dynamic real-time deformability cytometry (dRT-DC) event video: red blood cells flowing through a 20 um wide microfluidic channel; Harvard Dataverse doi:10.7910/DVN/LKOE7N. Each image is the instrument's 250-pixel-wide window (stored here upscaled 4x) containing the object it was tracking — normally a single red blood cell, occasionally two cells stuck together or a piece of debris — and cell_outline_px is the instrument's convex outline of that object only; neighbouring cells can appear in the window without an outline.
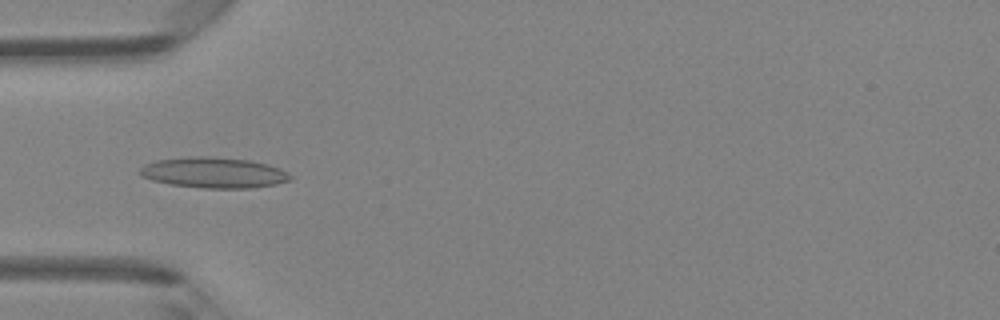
{"species": "Egyptian fruit bat (a non-hibernating species)", "species_latin": "Rousettus aegyptiacus", "temperature_condition": "room temperature", "stored_images_in_passage": 47, "camera_frame_rate_fps": 3000, "um_per_image_px": 0.085, "animal": {"sex": "female"}, "frame": {"image": 1, "passage_image": 15, "time_ms": 4.667, "image_size_px": [1000, 320], "cell_outline_px": [[292, 180], [276, 184], [252, 188], [204, 188], [172, 184], [152, 180], [140, 176], [140, 168], [144, 164], [156, 160], [188, 156], [212, 156], [252, 160], [268, 164], [280, 168], [288, 172], [292, 176]], "centroid_in_image_um": [18.2, 14.66], "position_along_channel_um": 66.8, "area_um2": 27.17}}
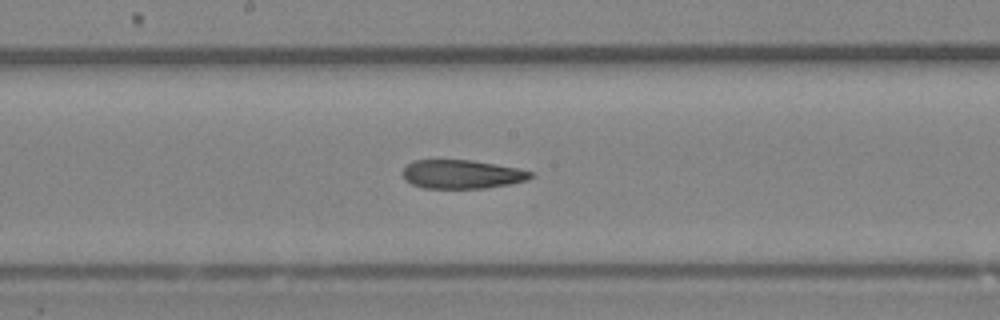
{"frame": {"image": 2, "passage_image": 25, "time_ms": 8.0, "image_size_px": [1000, 320], "cell_outline_px": [[536, 176], [528, 180], [508, 184], [484, 188], [424, 188], [412, 184], [404, 180], [400, 172], [412, 160], [472, 160], [520, 168], [532, 172]], "centroid_in_image_um": [39.26, 14.8], "position_along_channel_um": 208.9, "area_um2": 21.68}}
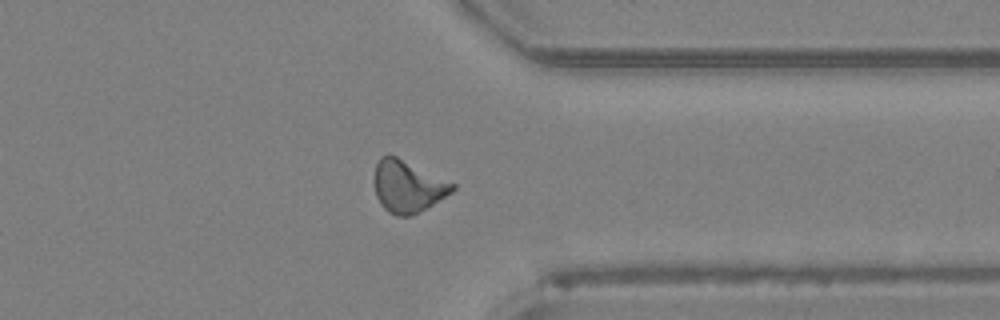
{"frame": {"image": 3, "passage_image": 37, "time_ms": 12.0, "image_size_px": [1000, 320], "cell_outline_px": [[456, 188], [452, 192], [432, 204], [408, 216], [396, 216], [388, 212], [380, 204], [376, 196], [376, 164], [380, 156], [396, 156], [456, 184]], "centroid_in_image_um": [34.66, 15.85], "position_along_channel_um": 376.7, "area_um2": 23.06}, "authors_computed_cell_mechanics": {"area_um2": 22.7732, "velocity_mm_per_s": 4.2772, "shape_relaxation_time_tau1_ms": null, "shape_relaxation_time_tau2_ms": 7.9582, "deformation_change_tau1": null, "deformation_change_tau2": 0.21}}